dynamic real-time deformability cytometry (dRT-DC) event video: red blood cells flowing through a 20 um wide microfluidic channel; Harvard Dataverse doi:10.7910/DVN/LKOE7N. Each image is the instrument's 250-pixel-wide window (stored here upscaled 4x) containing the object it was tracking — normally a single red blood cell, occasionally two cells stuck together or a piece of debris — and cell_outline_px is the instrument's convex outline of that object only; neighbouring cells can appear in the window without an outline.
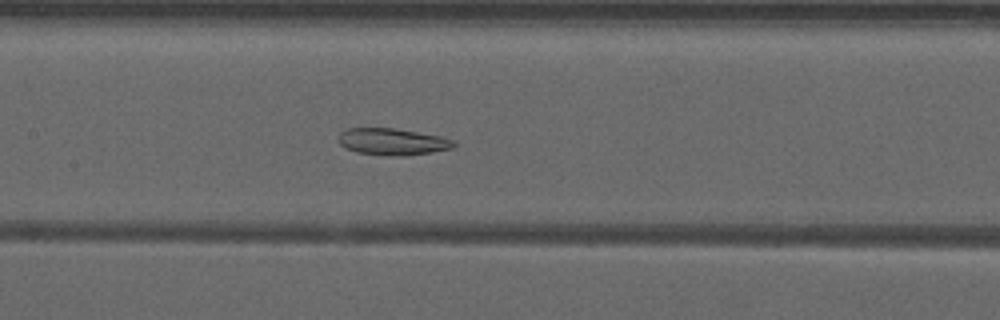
{"species": "common noctule bat (a hibernating species)", "species_latin": "Nyctalus noctula", "temperature_condition": "warm", "stored_images_in_passage": 52, "camera_frame_rate_fps": 3000, "um_per_image_px": 0.085, "animal": {"sex": "male", "forearm_length_mm": 52.5}, "frame": {"image": 1, "passage_image": 26, "time_ms": 8.333, "image_size_px": [1000, 320], "cell_outline_px": [[456, 144], [452, 148], [432, 152], [404, 156], [384, 156], [356, 152], [344, 148], [336, 140], [340, 132], [348, 128], [392, 128], [440, 136], [452, 140]], "centroid_in_image_um": [33.29, 12.05], "position_along_channel_um": 174.1, "area_um2": 18.09}}
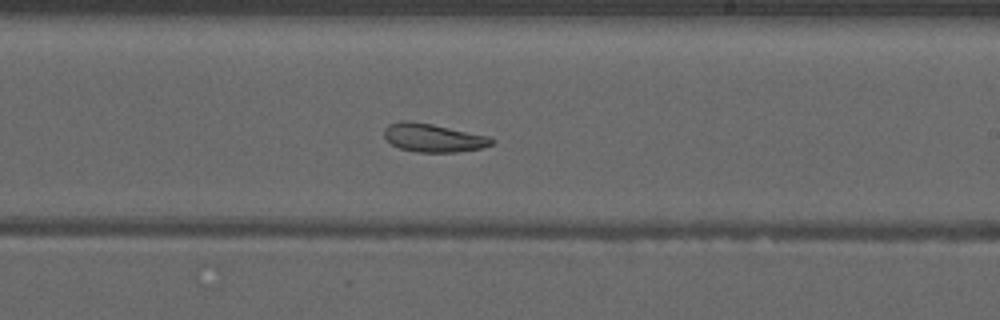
{"frame": {"image": 2, "passage_image": 32, "time_ms": 10.333, "image_size_px": [1000, 320], "cell_outline_px": [[496, 140], [492, 144], [480, 148], [456, 152], [416, 152], [400, 148], [392, 144], [384, 136], [384, 128], [388, 124], [404, 120], [408, 120], [432, 124], [488, 136]], "centroid_in_image_um": [36.81, 11.71], "position_along_channel_um": 252.2, "area_um2": 17.63}}
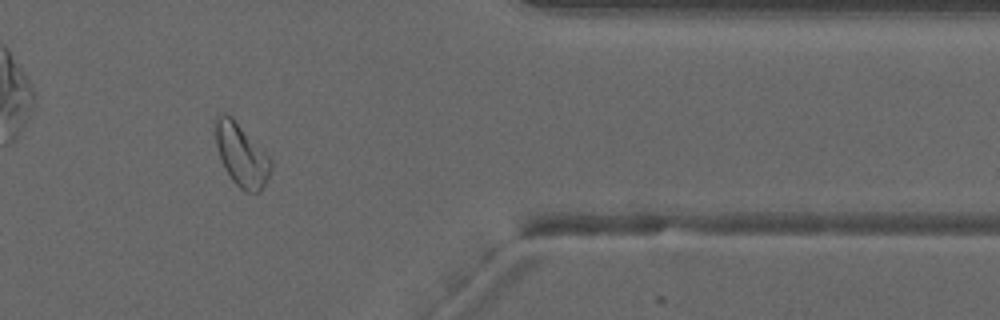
{"frame": {"image": 3, "passage_image": 44, "time_ms": 14.333, "image_size_px": [1000, 320], "cell_outline_px": [[272, 168], [260, 192], [244, 192], [232, 180], [220, 156], [216, 144], [212, 124], [212, 120], [220, 112], [224, 112], [232, 116], [272, 160]], "centroid_in_image_um": [20.48, 13.1], "position_along_channel_um": 390.9, "area_um2": 20.29}, "authors_computed_cell_mechanics": {"area_um2": 22.0218, "velocity_mm_per_s": 3.9275, "shape_relaxation_time_tau1_ms": null, "shape_relaxation_time_tau2_ms": 4.5235, "deformation_change_tau1": null, "deformation_change_tau2": 0.1086}}